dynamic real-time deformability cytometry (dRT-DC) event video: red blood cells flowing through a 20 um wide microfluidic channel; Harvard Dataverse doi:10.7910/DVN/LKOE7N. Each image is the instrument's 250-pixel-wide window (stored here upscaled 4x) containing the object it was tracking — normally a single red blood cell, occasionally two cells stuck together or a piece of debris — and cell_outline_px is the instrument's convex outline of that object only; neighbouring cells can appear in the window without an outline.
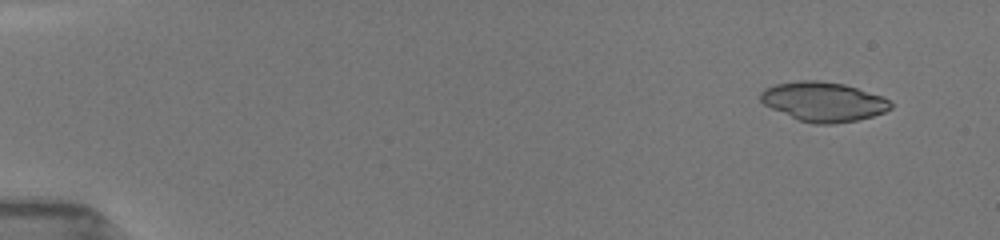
{"species": "common noctule bat (a hibernating species)", "species_latin": "Nyctalus noctula", "temperature_condition": "room temperature", "stored_images_in_passage": 48, "camera_frame_rate_fps": 3000, "um_per_image_px": 0.085, "animal": {"sex": "female", "body_mass_g": 19.5, "forearm_length_mm": 54.1}, "frame": {"image": 1, "passage_image": 4, "time_ms": 1.0, "image_size_px": [1000, 240], "cell_outline_px": [[892, 108], [884, 112], [872, 116], [856, 120], [832, 124], [816, 124], [800, 120], [772, 108], [764, 104], [760, 100], [760, 92], [764, 88], [776, 84], [800, 80], [820, 80], [844, 84], [884, 96], [892, 104]], "centroid_in_image_um": [70.0, 8.63], "position_along_channel_um": 15.0, "area_um2": 29.77}}